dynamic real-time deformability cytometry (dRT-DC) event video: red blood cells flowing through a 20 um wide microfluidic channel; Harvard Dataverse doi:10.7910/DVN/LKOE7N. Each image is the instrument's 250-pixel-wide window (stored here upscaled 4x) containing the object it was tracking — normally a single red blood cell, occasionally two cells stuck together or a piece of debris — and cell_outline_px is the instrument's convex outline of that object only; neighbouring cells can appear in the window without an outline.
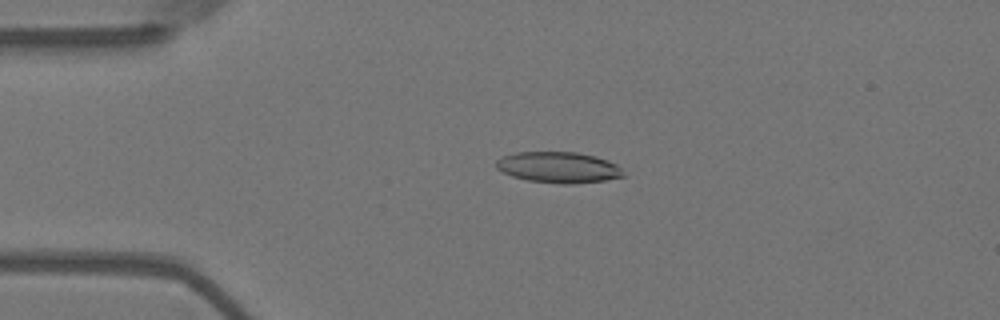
{"species": "Egyptian fruit bat (a non-hibernating species)", "species_latin": "Rousettus aegyptiacus", "temperature_condition": "warm", "stored_images_in_passage": 55, "camera_frame_rate_fps": 3000, "um_per_image_px": 0.085, "animal": {"sex": "female"}, "frame": {"image": 1, "passage_image": 12, "time_ms": 3.667, "image_size_px": [1000, 320], "cell_outline_px": [[624, 176], [604, 180], [572, 184], [560, 184], [528, 180], [512, 176], [496, 168], [496, 160], [504, 156], [516, 152], [576, 152], [596, 156], [608, 160], [616, 164], [624, 172]], "centroid_in_image_um": [47.48, 14.22], "position_along_channel_um": 37.5, "area_um2": 22.89}}
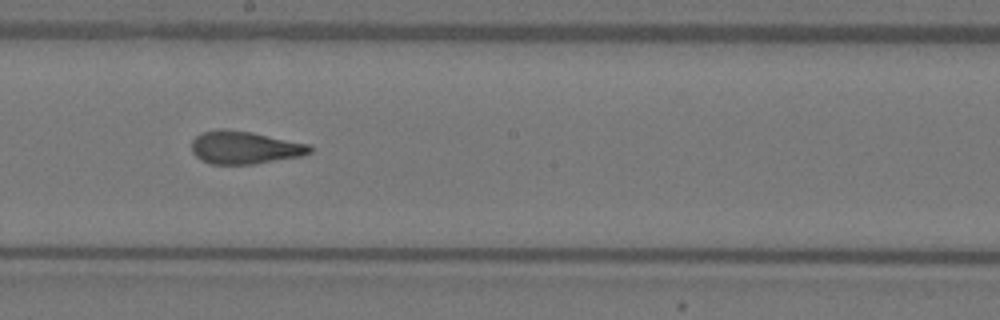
{"frame": {"image": 2, "passage_image": 30, "time_ms": 9.667, "image_size_px": [1000, 320], "cell_outline_px": [[312, 152], [300, 156], [252, 164], [208, 164], [200, 160], [192, 152], [192, 140], [196, 136], [204, 132], [220, 128], [224, 128], [252, 132], [308, 144], [312, 148]], "centroid_in_image_um": [20.75, 12.54], "position_along_channel_um": 227.4, "area_um2": 22.54}}
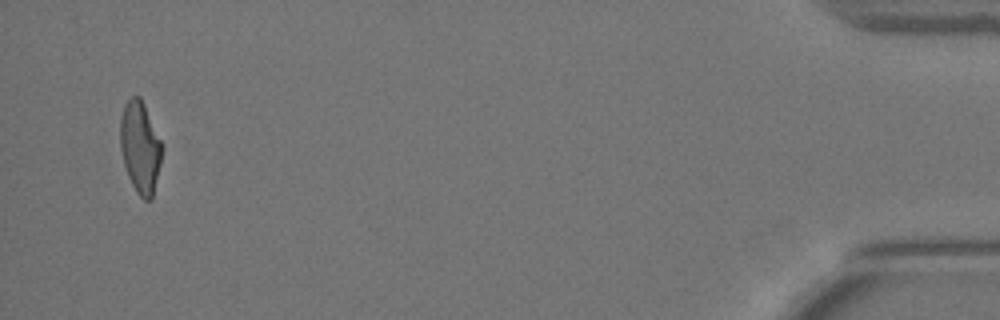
{"frame": {"image": 3, "passage_image": 53, "time_ms": 17.333, "image_size_px": [1000, 320], "cell_outline_px": [[160, 164], [152, 200], [144, 200], [136, 192], [128, 176], [124, 164], [120, 148], [120, 116], [124, 104], [132, 96], [140, 96], [144, 104], [160, 140]], "centroid_in_image_um": [11.88, 12.52], "position_along_channel_um": 423.3, "area_um2": 21.96}, "authors_computed_cell_mechanics": {"area_um2": 22.6576, "velocity_mm_per_s": 3.6704, "shape_relaxation_time_tau1_ms": 7.7904, "shape_relaxation_time_tau2_ms": 1.9082, "deformation_change_tau1": 0.252, "deformation_change_tau2": 0.1007}}